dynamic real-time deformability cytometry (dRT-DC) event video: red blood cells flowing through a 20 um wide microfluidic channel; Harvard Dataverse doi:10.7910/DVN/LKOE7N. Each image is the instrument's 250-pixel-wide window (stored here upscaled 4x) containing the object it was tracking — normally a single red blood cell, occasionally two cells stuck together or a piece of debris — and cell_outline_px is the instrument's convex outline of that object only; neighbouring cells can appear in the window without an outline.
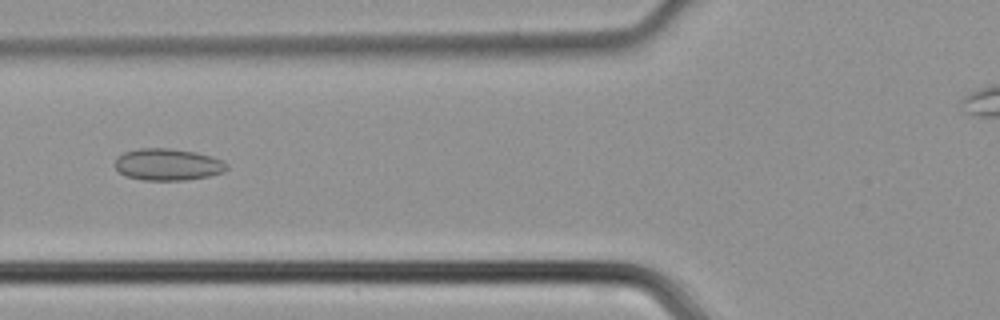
{"species": "common noctule bat (a hibernating species)", "species_latin": "Nyctalus noctula", "temperature_condition": "cold", "stored_images_in_passage": 30, "camera_frame_rate_fps": 3000, "um_per_image_px": 0.085, "animal": {"sex": "male", "body_mass_g": 21.5, "forearm_length_mm": 52.0}, "frame": {"image": 1, "passage_image": 6, "time_ms": 1.667, "image_size_px": [1000, 320], "cell_outline_px": [[228, 168], [224, 172], [208, 176], [184, 180], [144, 180], [124, 176], [116, 168], [116, 160], [124, 152], [140, 148], [168, 148], [196, 152], [224, 160], [228, 164]], "centroid_in_image_um": [14.3, 13.98], "position_along_channel_um": 111.5, "area_um2": 20.69}}
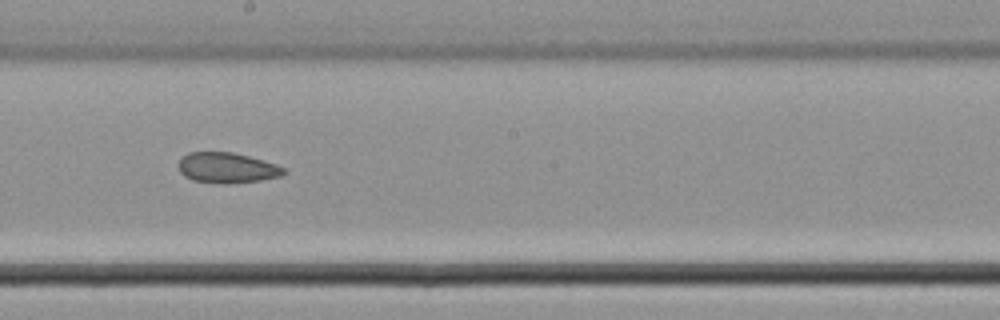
{"frame": {"image": 2, "passage_image": 14, "time_ms": 4.333, "image_size_px": [1000, 320], "cell_outline_px": [[288, 172], [280, 176], [260, 180], [228, 184], [220, 184], [192, 180], [184, 176], [180, 172], [180, 160], [188, 152], [232, 152], [264, 160], [276, 164], [284, 168]], "centroid_in_image_um": [19.32, 14.27], "position_along_channel_um": 228.9, "area_um2": 18.67}}
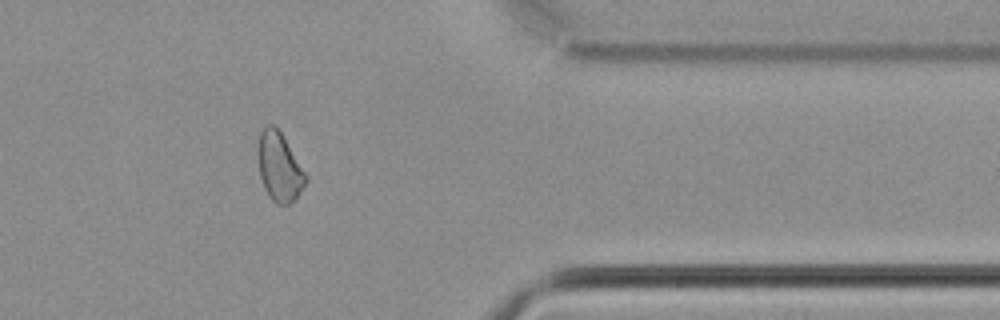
{"frame": {"image": 3, "passage_image": 26, "time_ms": 8.333, "image_size_px": [1000, 320], "cell_outline_px": [[308, 180], [296, 196], [288, 204], [276, 204], [268, 196], [264, 188], [260, 176], [256, 152], [260, 132], [268, 124], [272, 124], [280, 132], [308, 176]], "centroid_in_image_um": [23.71, 14.19], "position_along_channel_um": 387.7, "area_um2": 19.02}}